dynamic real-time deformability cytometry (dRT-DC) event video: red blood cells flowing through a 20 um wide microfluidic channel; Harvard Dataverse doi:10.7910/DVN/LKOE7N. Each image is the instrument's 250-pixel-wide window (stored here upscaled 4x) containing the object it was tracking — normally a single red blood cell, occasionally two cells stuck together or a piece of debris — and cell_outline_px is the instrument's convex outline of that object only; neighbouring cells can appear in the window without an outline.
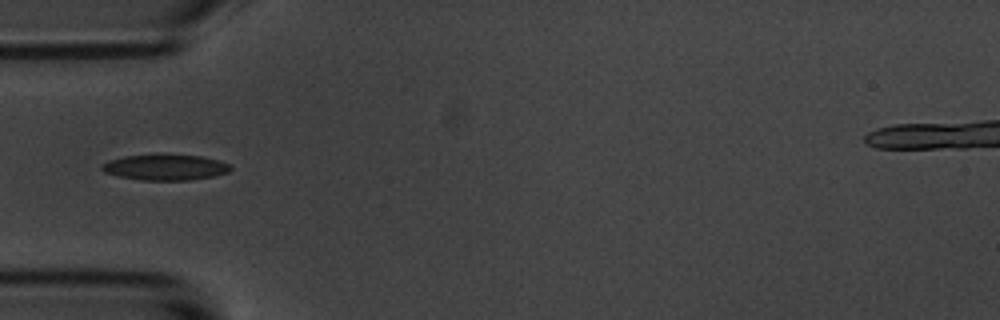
{"species": "common noctule bat (a hibernating species)", "species_latin": "Nyctalus noctula", "temperature_condition": "room temperature", "stored_images_in_passage": 3, "camera_frame_rate_fps": 3000, "um_per_image_px": 0.085, "animal": {"sex": "male", "body_mass_g": 20.1, "forearm_length_mm": 53.5}, "frame": {"image": 1, "passage_image": 2, "time_ms": 1.0, "image_size_px": [1000, 320], "cell_outline_px": [[232, 168], [228, 172], [212, 176], [188, 180], [140, 180], [120, 176], [104, 172], [100, 168], [100, 164], [108, 160], [124, 156], [156, 152], [200, 156], [232, 164]], "centroid_in_image_um": [14.0, 14.18], "position_along_channel_um": 71.0, "area_um2": 19.88}}